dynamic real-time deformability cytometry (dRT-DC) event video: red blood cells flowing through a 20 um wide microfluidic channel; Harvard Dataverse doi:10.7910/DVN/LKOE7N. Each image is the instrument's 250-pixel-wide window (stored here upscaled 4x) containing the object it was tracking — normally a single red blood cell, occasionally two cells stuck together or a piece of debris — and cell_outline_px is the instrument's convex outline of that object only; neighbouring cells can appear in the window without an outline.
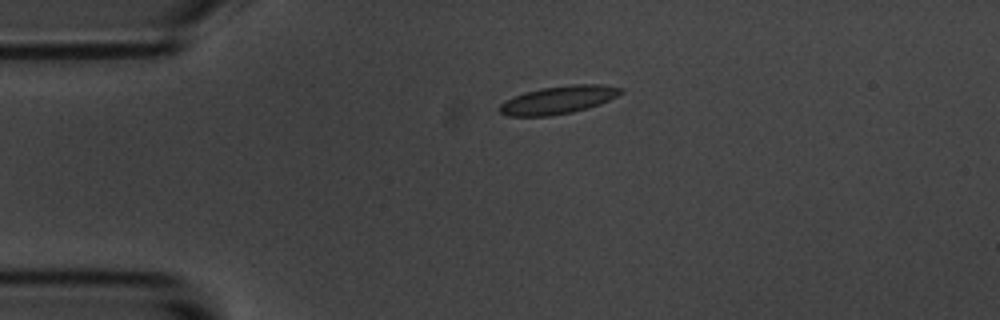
{"species": "common noctule bat (a hibernating species)", "species_latin": "Nyctalus noctula", "temperature_condition": "room temperature", "stored_images_in_passage": 3, "segment_of_instrument_passage": [1, 2], "camera_frame_rate_fps": 3000, "um_per_image_px": 0.085, "animal": {"sex": "male", "body_mass_g": 20.1, "forearm_length_mm": 53.5}, "frame": {"image": 1, "passage_image": 1, "time_ms": 0.0, "image_size_px": [1000, 320], "cell_outline_px": [[624, 92], [600, 104], [588, 108], [572, 112], [548, 116], [508, 116], [500, 112], [500, 104], [512, 96], [524, 92], [540, 88], [572, 84], [600, 84], [624, 88]], "centroid_in_image_um": [47.47, 8.48], "position_along_channel_um": 37.5, "area_um2": 19.77}}